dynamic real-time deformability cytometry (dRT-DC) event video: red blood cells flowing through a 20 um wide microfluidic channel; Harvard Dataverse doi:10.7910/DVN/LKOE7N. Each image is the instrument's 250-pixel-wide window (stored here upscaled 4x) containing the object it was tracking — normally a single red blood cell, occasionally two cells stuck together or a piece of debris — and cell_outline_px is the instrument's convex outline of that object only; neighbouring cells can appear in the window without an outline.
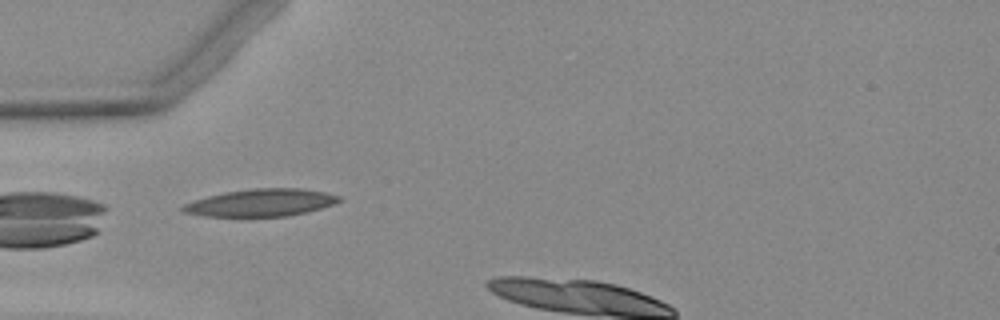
{"species": "Egyptian fruit bat (a non-hibernating species)", "species_latin": "Rousettus aegyptiacus", "temperature_condition": "warm", "stored_images_in_passage": 6, "camera_frame_rate_fps": 3000, "um_per_image_px": 0.085, "animal": {"sex": "female"}, "frame": {"image": 1, "passage_image": 5, "time_ms": 5.667, "image_size_px": [1000, 320], "cell_outline_px": [[340, 200], [332, 204], [308, 212], [288, 216], [204, 216], [184, 212], [180, 208], [184, 204], [208, 196], [224, 192], [252, 188], [300, 188], [324, 192], [340, 196]], "centroid_in_image_um": [22.18, 17.22], "position_along_channel_um": 62.8, "area_um2": 24.68}}